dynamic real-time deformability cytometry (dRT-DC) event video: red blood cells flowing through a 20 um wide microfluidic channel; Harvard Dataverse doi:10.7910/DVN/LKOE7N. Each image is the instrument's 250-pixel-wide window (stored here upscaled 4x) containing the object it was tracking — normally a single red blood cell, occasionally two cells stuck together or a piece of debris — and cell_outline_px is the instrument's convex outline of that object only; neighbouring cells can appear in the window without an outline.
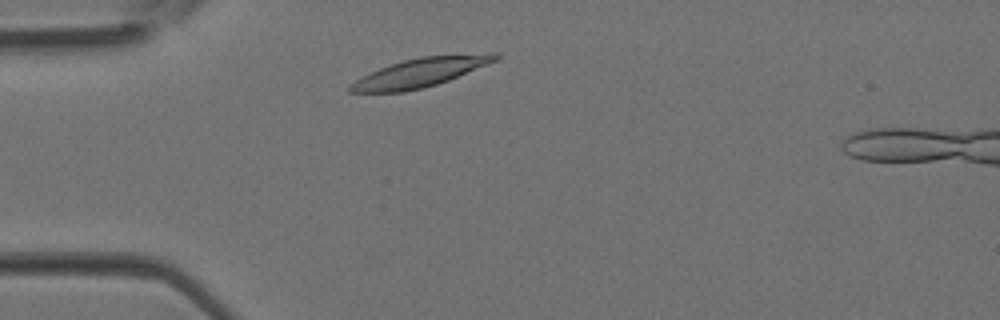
{"species": "Egyptian fruit bat (a non-hibernating species)", "species_latin": "Rousettus aegyptiacus", "temperature_condition": "room temperature", "stored_images_in_passage": 2, "camera_frame_rate_fps": 3000, "um_per_image_px": 0.085, "animal": {"sex": "female"}, "frame": {"image": 1, "passage_image": 1, "time_ms": 0.0, "image_size_px": [1000, 320], "cell_outline_px": [[500, 60], [448, 80], [424, 88], [404, 92], [348, 92], [348, 88], [356, 80], [380, 68], [404, 60], [420, 56], [488, 52], [500, 52]], "centroid_in_image_um": [35.86, 6.13], "position_along_channel_um": 49.1, "area_um2": 24.57}}